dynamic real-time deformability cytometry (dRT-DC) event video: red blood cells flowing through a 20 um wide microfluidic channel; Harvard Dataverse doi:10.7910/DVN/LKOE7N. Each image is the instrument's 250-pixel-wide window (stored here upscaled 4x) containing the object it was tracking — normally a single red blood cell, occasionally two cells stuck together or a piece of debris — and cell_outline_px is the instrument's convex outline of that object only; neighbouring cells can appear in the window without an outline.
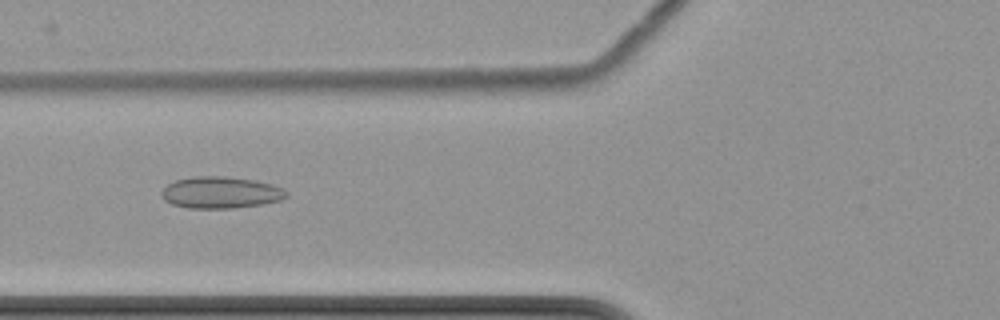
{"species": "common noctule bat (a hibernating species)", "species_latin": "Nyctalus noctula", "temperature_condition": "cold", "stored_images_in_passage": 8, "camera_frame_rate_fps": 3000, "um_per_image_px": 0.085, "animal": {"sex": "female", "body_mass_g": 22.7, "forearm_length_mm": 54.2}, "frame": {"image": 1, "passage_image": 8, "time_ms": 8.333, "image_size_px": [1000, 320], "cell_outline_px": [[288, 196], [280, 200], [264, 204], [236, 208], [188, 208], [172, 204], [164, 200], [160, 196], [160, 192], [168, 184], [176, 180], [192, 176], [224, 176], [256, 180], [272, 184], [284, 188], [288, 192]], "centroid_in_image_um": [18.77, 16.36], "position_along_channel_um": 107.0, "area_um2": 23.35}}